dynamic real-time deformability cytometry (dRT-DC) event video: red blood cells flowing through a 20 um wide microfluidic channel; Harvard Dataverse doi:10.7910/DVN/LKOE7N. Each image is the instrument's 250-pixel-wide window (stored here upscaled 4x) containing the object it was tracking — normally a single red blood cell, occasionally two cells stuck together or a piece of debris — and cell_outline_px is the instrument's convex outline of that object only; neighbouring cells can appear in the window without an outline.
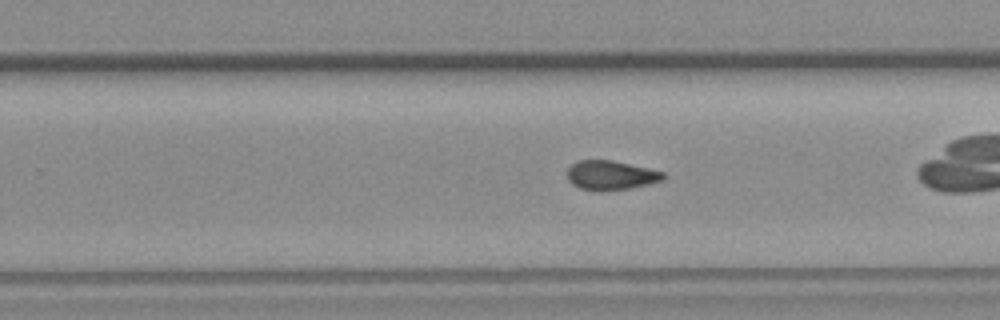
{"species": "common noctule bat (a hibernating species)", "species_latin": "Nyctalus noctula", "temperature_condition": "room temperature", "stored_images_in_passage": 40, "camera_frame_rate_fps": 3000, "um_per_image_px": 0.085, "animal": {"sex": "female", "body_mass_g": 19.3, "forearm_length_mm": 54.1}, "frame": {"image": 1, "passage_image": 18, "time_ms": 5.667, "image_size_px": [1000, 320], "cell_outline_px": [[664, 180], [648, 184], [628, 188], [604, 192], [600, 192], [580, 188], [572, 184], [568, 180], [568, 168], [576, 160], [612, 160], [648, 168], [664, 172]], "centroid_in_image_um": [51.9, 14.9], "position_along_channel_um": 277.9, "area_um2": 16.47}, "authors_computed_cell_mechanics": {"area_um2": 16.5019, "velocity_mm_per_s": 3.7794, "shape_relaxation_time_tau1_ms": null, "shape_relaxation_time_tau2_ms": 3.3624, "deformation_change_tau1": null, "deformation_change_tau2": 0.0891}}